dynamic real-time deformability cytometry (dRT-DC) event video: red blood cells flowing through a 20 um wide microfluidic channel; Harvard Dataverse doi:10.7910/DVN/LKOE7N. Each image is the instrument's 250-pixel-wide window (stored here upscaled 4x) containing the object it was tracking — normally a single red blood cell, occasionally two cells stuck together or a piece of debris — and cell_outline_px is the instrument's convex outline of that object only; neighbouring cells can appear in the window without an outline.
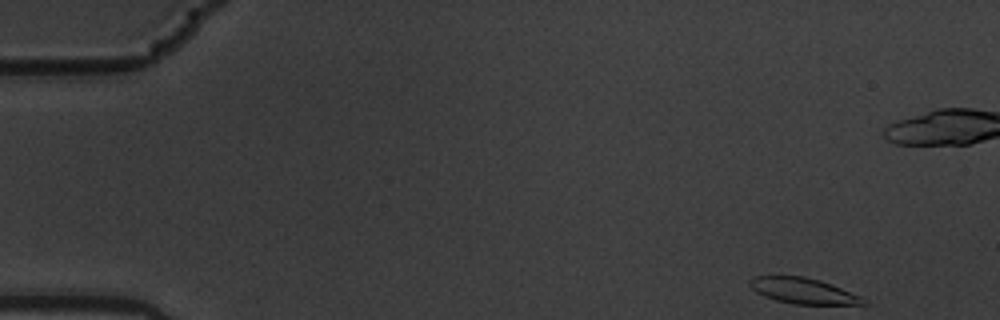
{"species": "common noctule bat (a hibernating species)", "species_latin": "Nyctalus noctula", "temperature_condition": "warm", "stored_images_in_passage": 55, "camera_frame_rate_fps": 3000, "um_per_image_px": 0.085, "animal": {"sex": "male", "body_mass_g": 19.5, "forearm_length_mm": 54.6}, "frame": {"image": 1, "passage_image": 1, "time_ms": 0.0, "image_size_px": [1000, 320], "cell_outline_px": [[868, 304], [796, 304], [776, 300], [764, 296], [756, 292], [748, 284], [748, 280], [752, 276], [804, 276], [820, 280], [832, 284], [860, 296], [868, 300]], "centroid_in_image_um": [68.26, 24.71], "position_along_channel_um": 16.7, "area_um2": 17.05}}
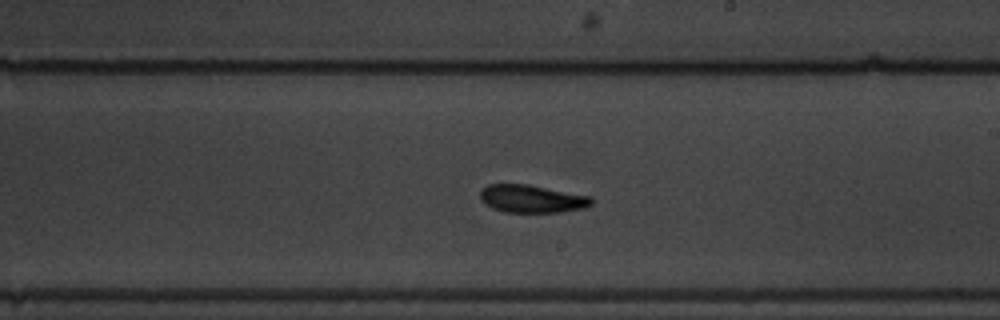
{"frame": {"image": 2, "passage_image": 30, "time_ms": 9.667, "image_size_px": [1000, 320], "cell_outline_px": [[592, 204], [584, 208], [560, 212], [504, 212], [492, 208], [484, 204], [480, 200], [480, 192], [488, 184], [528, 184], [592, 196]], "centroid_in_image_um": [45.2, 16.89], "position_along_channel_um": 243.8, "area_um2": 18.15}}
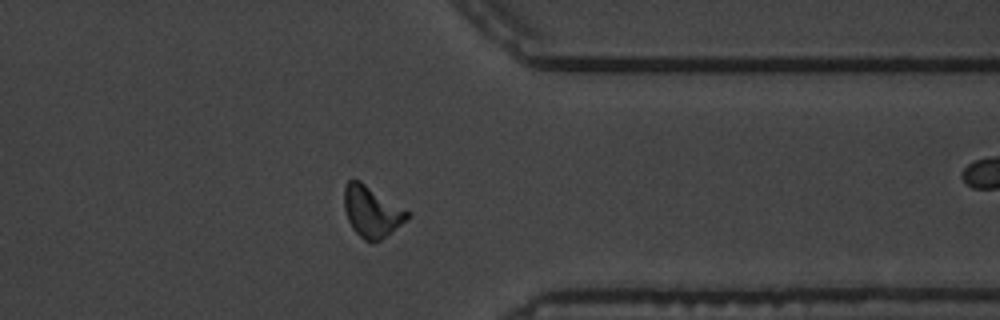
{"frame": {"image": 3, "passage_image": 42, "time_ms": 13.667, "image_size_px": [1000, 320], "cell_outline_px": [[408, 220], [392, 232], [380, 240], [364, 240], [352, 228], [348, 220], [344, 208], [344, 188], [348, 180], [360, 180], [408, 212]], "centroid_in_image_um": [31.57, 17.98], "position_along_channel_um": 379.8, "area_um2": 18.38}, "authors_computed_cell_mechanics": {"area_um2": 17.9758, "velocity_mm_per_s": 3.543, "shape_relaxation_time_tau1_ms": 5.3155, "shape_relaxation_time_tau2_ms": 4.1425, "deformation_change_tau1": 0.2003, "deformation_change_tau2": 0.1074}}